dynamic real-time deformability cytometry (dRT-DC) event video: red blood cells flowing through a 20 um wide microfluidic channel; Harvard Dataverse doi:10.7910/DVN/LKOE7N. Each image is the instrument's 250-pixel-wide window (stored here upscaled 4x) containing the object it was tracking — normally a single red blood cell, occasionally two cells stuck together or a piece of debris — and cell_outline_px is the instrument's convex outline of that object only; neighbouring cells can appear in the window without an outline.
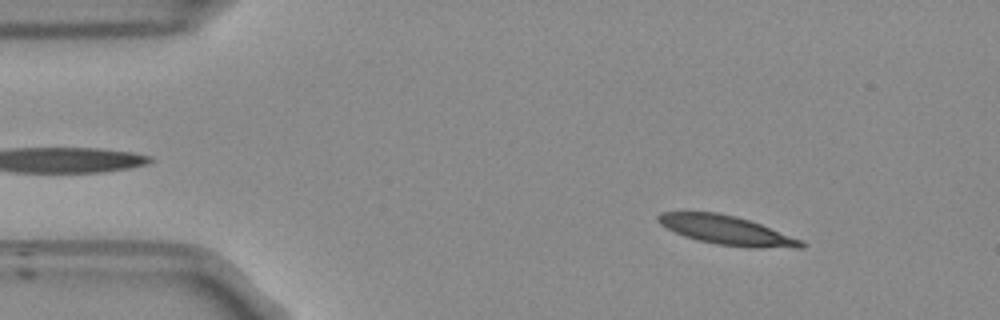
{"species": "Egyptian fruit bat (a non-hibernating species)", "species_latin": "Rousettus aegyptiacus", "temperature_condition": "room temperature", "stored_images_in_passage": 52, "camera_frame_rate_fps": 3000, "um_per_image_px": 0.085, "frame": {"image": 1, "passage_image": 6, "time_ms": 1.667, "image_size_px": [1000, 320], "cell_outline_px": [[808, 244], [804, 248], [752, 248], [720, 244], [700, 240], [684, 236], [660, 224], [656, 220], [656, 216], [660, 212], [716, 212], [736, 216], [760, 224], [804, 240]], "centroid_in_image_um": [61.83, 19.58], "position_along_channel_um": 23.2, "area_um2": 24.16}}
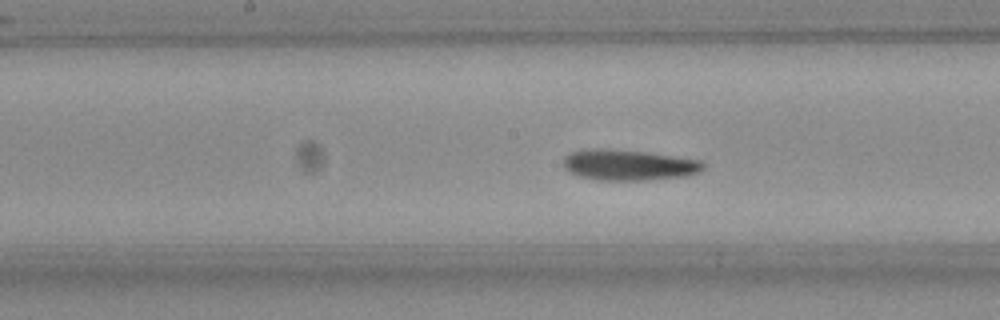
{"frame": {"image": 2, "passage_image": 25, "time_ms": 8.0, "image_size_px": [1000, 320], "cell_outline_px": [[704, 168], [700, 172], [688, 176], [640, 180], [596, 180], [576, 176], [568, 172], [564, 168], [564, 156], [572, 152], [596, 148], [608, 148], [644, 152], [704, 160]], "centroid_in_image_um": [53.44, 14.03], "position_along_channel_um": 194.8, "area_um2": 25.26}}
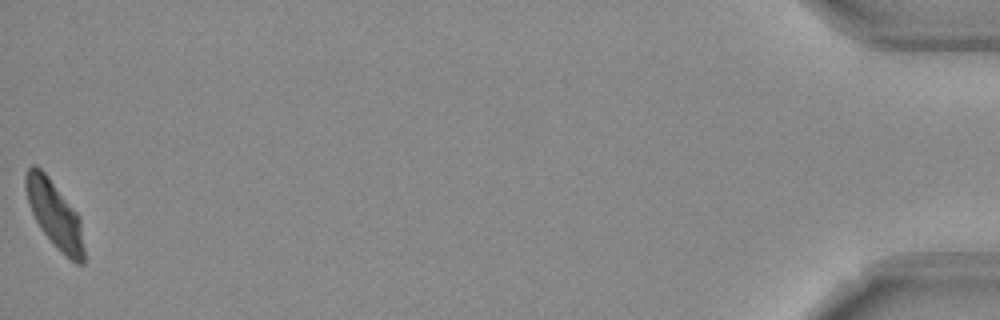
{"frame": {"image": 3, "passage_image": 52, "time_ms": 17.0, "image_size_px": [1000, 320], "cell_outline_px": [[84, 264], [76, 264], [56, 248], [40, 228], [28, 204], [24, 188], [24, 176], [28, 168], [32, 164], [36, 164], [48, 176], [76, 212], [80, 220], [84, 248]], "centroid_in_image_um": [4.61, 18.21], "position_along_channel_um": 430.6, "area_um2": 22.66}, "authors_computed_cell_mechanics": {"area_um2": 24.1893, "velocity_mm_per_s": 3.7679, "shape_relaxation_time_tau1_ms": 4.5495, "shape_relaxation_time_tau2_ms": 2.8023, "deformation_change_tau1": 0.1676, "deformation_change_tau2": 0.0862}}